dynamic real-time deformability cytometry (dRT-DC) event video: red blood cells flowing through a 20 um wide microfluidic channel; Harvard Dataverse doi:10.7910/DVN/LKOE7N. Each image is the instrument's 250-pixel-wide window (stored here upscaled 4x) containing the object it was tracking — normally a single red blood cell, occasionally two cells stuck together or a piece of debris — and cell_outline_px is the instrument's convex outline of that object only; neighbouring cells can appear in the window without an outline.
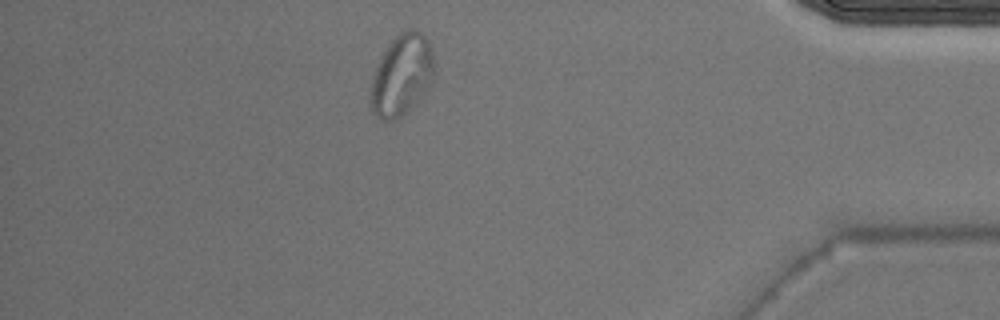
{"species": "Egyptian fruit bat (a non-hibernating species)", "species_latin": "Rousettus aegyptiacus", "temperature_condition": "warm", "stored_images_in_passage": 39, "segment_of_instrument_passage": [2, 2], "camera_frame_rate_fps": 3000, "um_per_image_px": 0.085, "animal": {"sex": "male"}, "frame": {"image": 1, "passage_image": 34, "time_ms": 11.0, "image_size_px": [1000, 320], "cell_outline_px": [[436, 72], [428, 88], [396, 120], [380, 120], [372, 112], [368, 104], [368, 92], [372, 76], [376, 64], [384, 48], [400, 32], [408, 28], [416, 28], [428, 40], [432, 48], [436, 64]], "centroid_in_image_um": [34.11, 6.35], "position_along_channel_um": 401.1, "area_um2": 30.87}}